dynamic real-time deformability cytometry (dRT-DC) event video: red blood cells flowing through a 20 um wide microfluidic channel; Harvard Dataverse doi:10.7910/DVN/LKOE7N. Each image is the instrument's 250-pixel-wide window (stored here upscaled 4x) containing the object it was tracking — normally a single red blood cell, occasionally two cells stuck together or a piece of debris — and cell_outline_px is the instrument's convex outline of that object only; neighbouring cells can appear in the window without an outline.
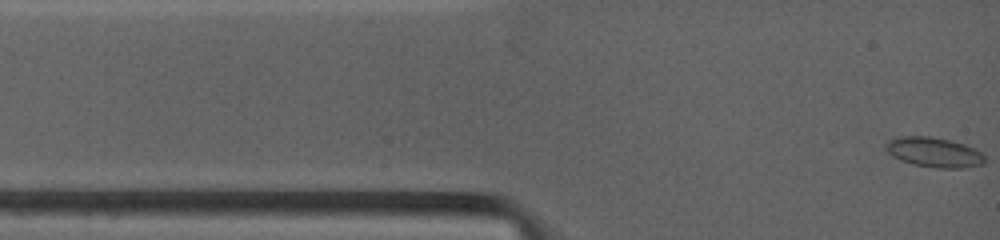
{"species": "common noctule bat (a hibernating species)", "species_latin": "Nyctalus noctula", "temperature_condition": "warm", "stored_images_in_passage": 73, "camera_frame_rate_fps": 4500, "um_per_image_px": 0.085, "animal": {"sex": "female", "body_mass_g": 19.0, "forearm_length_mm": 53.3}, "frame": {"image": 1, "passage_image": 1, "time_ms": 0.0, "image_size_px": [1000, 240], "cell_outline_px": [[984, 164], [964, 168], [936, 168], [912, 164], [900, 160], [892, 156], [884, 148], [884, 144], [888, 140], [900, 136], [928, 136], [952, 140], [964, 144], [980, 152], [984, 156]], "centroid_in_image_um": [79.35, 12.94], "position_along_channel_um": 5.6, "area_um2": 17.34}}
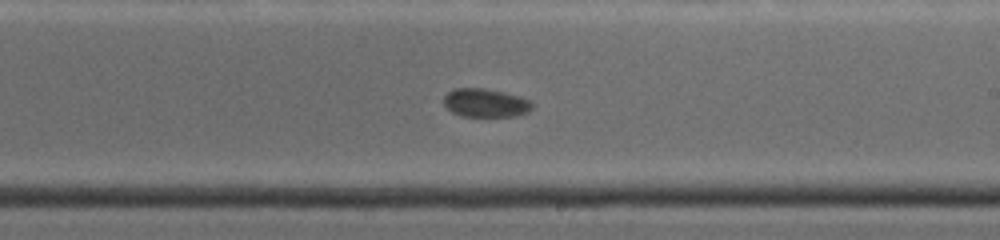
{"frame": {"image": 2, "passage_image": 32, "time_ms": 7.556, "image_size_px": [1000, 240], "cell_outline_px": [[532, 108], [528, 112], [516, 116], [460, 116], [452, 112], [444, 104], [444, 96], [448, 92], [456, 88], [484, 88], [504, 92], [520, 96], [528, 100], [532, 104]], "centroid_in_image_um": [41.26, 8.74], "position_along_channel_um": 247.7, "area_um2": 14.62}}
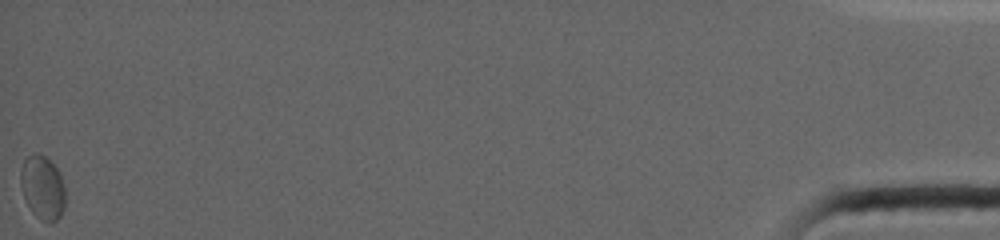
{"frame": {"image": 3, "passage_image": 73, "time_ms": 16.889, "image_size_px": [1000, 240], "cell_outline_px": [[64, 208], [60, 216], [56, 220], [44, 220], [32, 212], [24, 196], [20, 184], [20, 168], [24, 160], [28, 156], [36, 152], [44, 156], [60, 172], [64, 188]], "centroid_in_image_um": [3.6, 15.9], "position_along_channel_um": 431.6, "area_um2": 16.24}}